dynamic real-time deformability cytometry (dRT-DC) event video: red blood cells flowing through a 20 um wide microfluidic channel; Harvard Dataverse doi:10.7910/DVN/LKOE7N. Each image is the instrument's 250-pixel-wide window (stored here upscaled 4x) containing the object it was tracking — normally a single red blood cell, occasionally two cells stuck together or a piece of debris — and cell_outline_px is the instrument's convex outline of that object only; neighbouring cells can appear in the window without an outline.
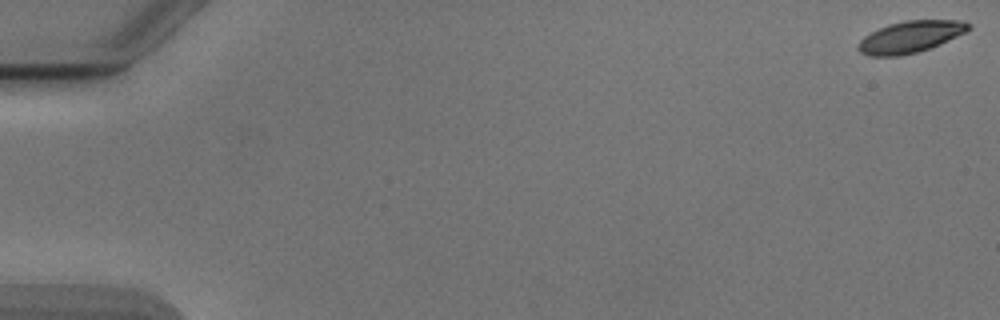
{"species": "Egyptian fruit bat (a non-hibernating species)", "species_latin": "Rousettus aegyptiacus", "temperature_condition": "cold", "stored_images_in_passage": 12, "camera_frame_rate_fps": 3000, "um_per_image_px": 0.085, "animal": {"sex": "male"}, "frame": {"image": 1, "passage_image": 1, "time_ms": 0.0, "image_size_px": [1000, 320], "cell_outline_px": [[972, 28], [940, 44], [916, 52], [900, 56], [868, 56], [860, 52], [856, 48], [860, 40], [864, 36], [888, 24], [904, 20], [956, 20], [972, 24]], "centroid_in_image_um": [77.35, 3.13], "position_along_channel_um": 7.7, "area_um2": 20.23}}